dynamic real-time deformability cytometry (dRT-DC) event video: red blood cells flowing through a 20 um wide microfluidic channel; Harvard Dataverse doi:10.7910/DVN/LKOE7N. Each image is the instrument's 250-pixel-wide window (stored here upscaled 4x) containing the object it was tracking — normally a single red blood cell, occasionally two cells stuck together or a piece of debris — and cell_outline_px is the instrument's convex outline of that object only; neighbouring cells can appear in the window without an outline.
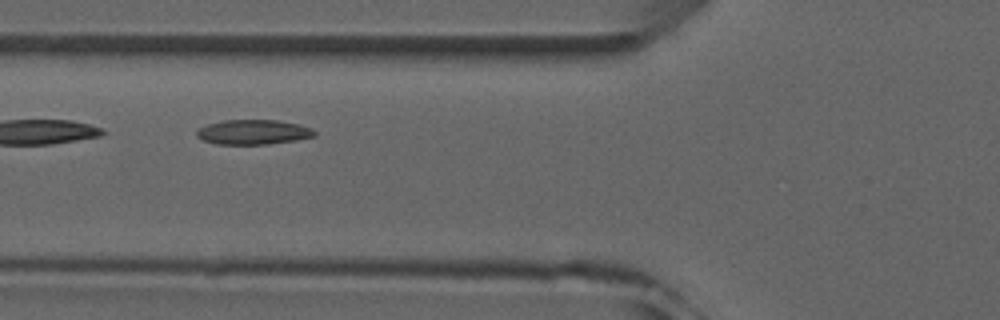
{"species": "common noctule bat (a hibernating species)", "species_latin": "Nyctalus noctula", "temperature_condition": "room temperature", "stored_images_in_passage": 8, "camera_frame_rate_fps": 3000, "um_per_image_px": 0.085, "animal": {"sex": "male", "forearm_length_mm": 52.5}, "frame": {"image": 1, "passage_image": 4, "time_ms": 3.333, "image_size_px": [1000, 320], "cell_outline_px": [[316, 136], [296, 140], [268, 144], [216, 144], [204, 140], [196, 136], [196, 132], [200, 128], [208, 124], [224, 120], [276, 120], [296, 124], [312, 128], [316, 132]], "centroid_in_image_um": [21.54, 11.23], "position_along_channel_um": 104.3, "area_um2": 16.88}}
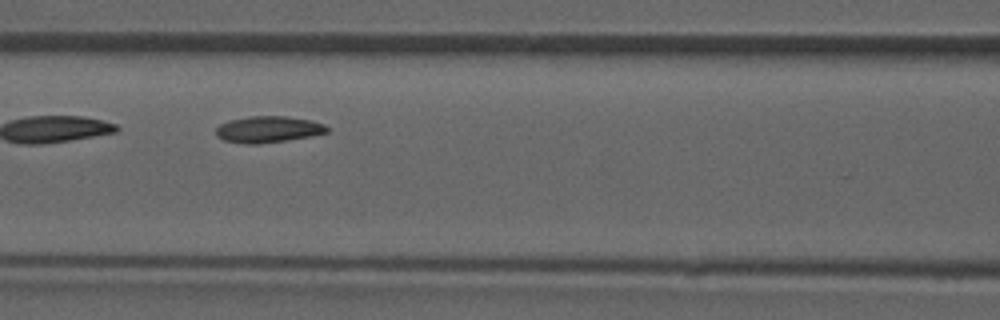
{"frame": {"image": 2, "passage_image": 5, "time_ms": 4.333, "image_size_px": [1000, 320], "cell_outline_px": [[328, 132], [308, 136], [284, 140], [256, 144], [244, 144], [224, 140], [216, 136], [216, 128], [220, 124], [232, 120], [252, 116], [284, 116], [312, 120], [324, 124], [328, 128]], "centroid_in_image_um": [22.78, 10.99], "position_along_channel_um": 143.8, "area_um2": 16.82}}